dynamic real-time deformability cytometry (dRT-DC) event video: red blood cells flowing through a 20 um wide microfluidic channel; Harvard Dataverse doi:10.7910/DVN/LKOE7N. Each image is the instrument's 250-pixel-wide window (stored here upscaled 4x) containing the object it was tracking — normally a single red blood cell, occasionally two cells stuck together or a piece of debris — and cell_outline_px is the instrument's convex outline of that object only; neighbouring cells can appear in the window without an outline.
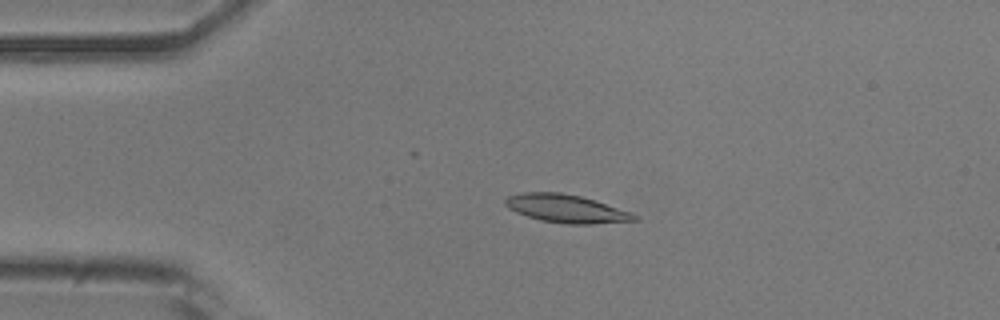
{"species": "common noctule bat (a hibernating species)", "species_latin": "Nyctalus noctula", "temperature_condition": "room temperature", "stored_images_in_passage": 44, "camera_frame_rate_fps": 3000, "um_per_image_px": 0.085, "animal": {"sex": "male", "body_mass_g": 20.5, "forearm_length_mm": 52.5}, "frame": {"image": 1, "passage_image": 10, "time_ms": 3.0, "image_size_px": [1000, 320], "cell_outline_px": [[640, 220], [592, 224], [564, 224], [540, 220], [516, 212], [508, 208], [504, 204], [504, 200], [508, 196], [524, 192], [560, 192], [580, 196], [632, 212]], "centroid_in_image_um": [48.12, 17.74], "position_along_channel_um": 36.9, "area_um2": 21.1}}
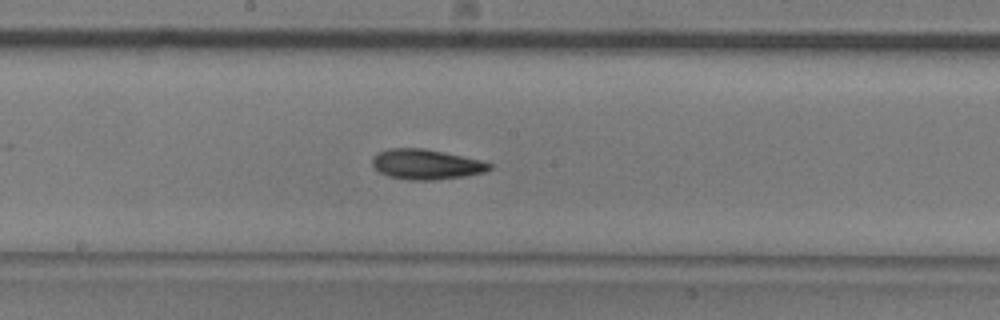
{"frame": {"image": 2, "passage_image": 26, "time_ms": 8.333, "image_size_px": [1000, 320], "cell_outline_px": [[492, 168], [484, 172], [464, 176], [436, 180], [412, 180], [388, 176], [380, 172], [372, 164], [372, 156], [388, 148], [424, 148], [444, 152], [480, 160], [492, 164]], "centroid_in_image_um": [36.22, 13.96], "position_along_channel_um": 212.0, "area_um2": 20.46}}
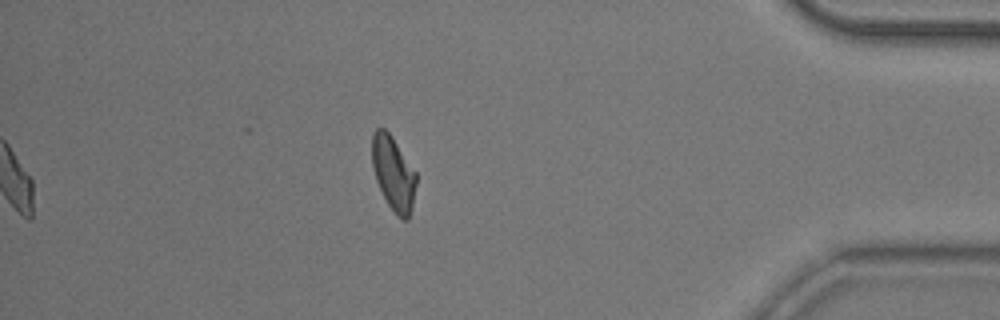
{"frame": {"image": 3, "passage_image": 44, "time_ms": 14.333, "image_size_px": [1000, 320], "cell_outline_px": [[416, 184], [412, 204], [408, 220], [404, 220], [396, 216], [388, 204], [376, 180], [372, 164], [372, 132], [376, 128], [384, 128], [388, 132], [416, 172]], "centroid_in_image_um": [33.42, 14.74], "position_along_channel_um": 401.8, "area_um2": 18.79}, "authors_computed_cell_mechanics": {"area_um2": 19.8254, "velocity_mm_per_s": 3.8689, "shape_relaxation_time_tau1_ms": 3.7916, "shape_relaxation_time_tau2_ms": 3.467, "deformation_change_tau1": 0.1384, "deformation_change_tau2": 0.1068}}